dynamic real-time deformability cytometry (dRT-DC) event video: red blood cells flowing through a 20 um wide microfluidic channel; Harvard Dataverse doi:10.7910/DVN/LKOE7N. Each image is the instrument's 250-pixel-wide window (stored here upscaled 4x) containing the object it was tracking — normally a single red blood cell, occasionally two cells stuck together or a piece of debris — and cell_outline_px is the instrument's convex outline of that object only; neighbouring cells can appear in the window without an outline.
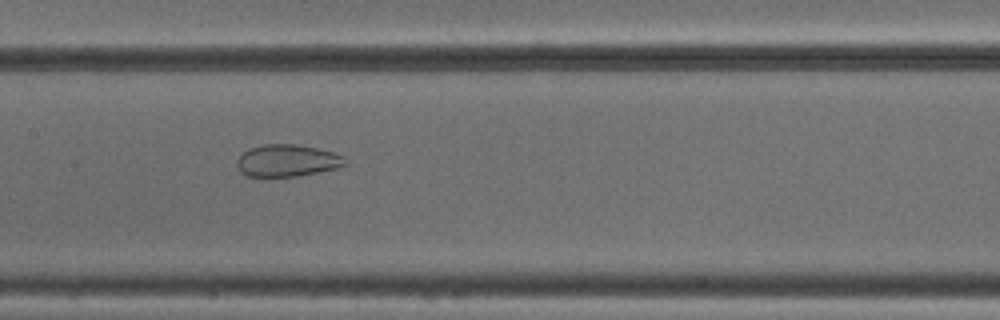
{"species": "common noctule bat (a hibernating species)", "species_latin": "Nyctalus noctula", "temperature_condition": "cold", "stored_images_in_passage": 37, "camera_frame_rate_fps": 3000, "um_per_image_px": 0.085, "animal": {"sex": "male", "body_mass_g": 18.8}, "frame": {"image": 1, "passage_image": 14, "time_ms": 4.333, "image_size_px": [1000, 320], "cell_outline_px": [[348, 164], [336, 168], [296, 176], [244, 176], [240, 172], [236, 164], [236, 160], [248, 148], [264, 144], [296, 144], [316, 148], [332, 152], [344, 156], [348, 160]], "centroid_in_image_um": [24.4, 13.64], "position_along_channel_um": 183.0, "area_um2": 20.23}}
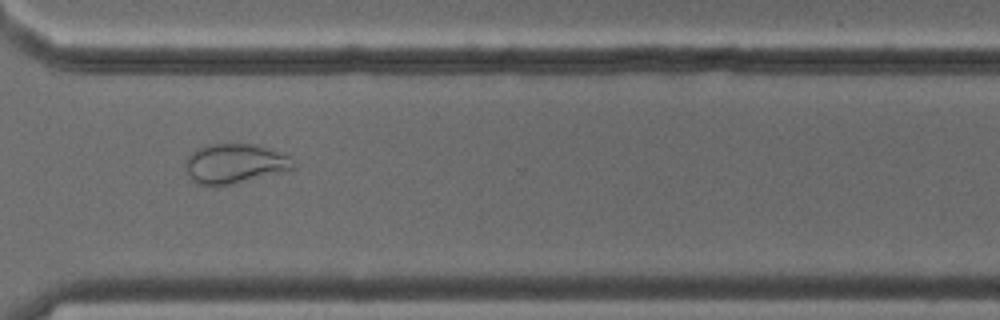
{"frame": {"image": 2, "passage_image": 27, "time_ms": 8.667, "image_size_px": [1000, 320], "cell_outline_px": [[296, 168], [216, 188], [200, 184], [192, 180], [188, 176], [184, 164], [188, 156], [196, 148], [204, 144], [252, 144], [268, 148], [288, 156], [296, 164]], "centroid_in_image_um": [19.89, 13.92], "position_along_channel_um": 350.7, "area_um2": 25.09}}
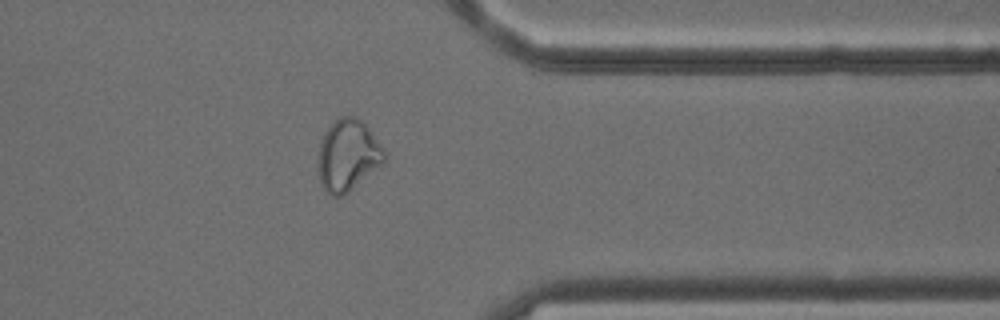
{"frame": {"image": 3, "passage_image": 30, "time_ms": 9.667, "image_size_px": [1000, 320], "cell_outline_px": [[388, 152], [384, 164], [348, 192], [340, 196], [332, 196], [324, 188], [320, 180], [320, 140], [328, 128], [340, 116], [356, 116], [368, 128]], "centroid_in_image_um": [29.64, 13.19], "position_along_channel_um": 381.8, "area_um2": 27.28}}